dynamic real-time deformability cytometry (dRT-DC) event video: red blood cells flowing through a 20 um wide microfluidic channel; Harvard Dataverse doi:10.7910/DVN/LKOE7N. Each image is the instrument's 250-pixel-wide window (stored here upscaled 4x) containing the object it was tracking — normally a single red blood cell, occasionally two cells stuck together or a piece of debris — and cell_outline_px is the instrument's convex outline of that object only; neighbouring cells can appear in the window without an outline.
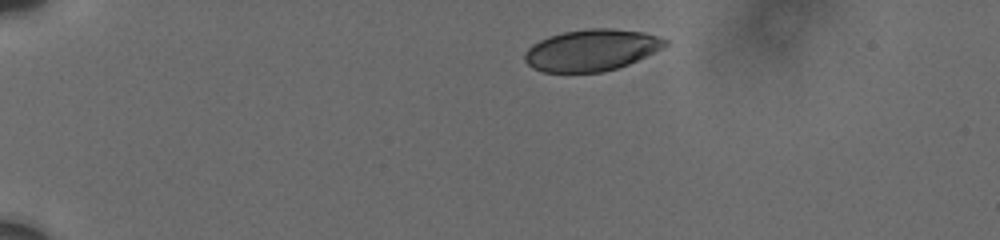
{"species": "human", "species_latin": "Homo sapiens", "temperature_condition": "cold", "stored_images_in_passage": 7, "camera_frame_rate_fps": 3000, "um_per_image_px": 0.085, "donor": {"sex": "male"}, "frame": {"image": 1, "passage_image": 1, "time_ms": 0.0, "image_size_px": [1000, 240], "cell_outline_px": [[668, 44], [628, 64], [604, 72], [544, 72], [532, 68], [524, 60], [524, 56], [528, 48], [532, 44], [548, 36], [564, 32], [588, 28], [608, 28], [644, 32], [668, 40]], "centroid_in_image_um": [50.23, 4.26], "position_along_channel_um": 34.8, "area_um2": 33.7}}
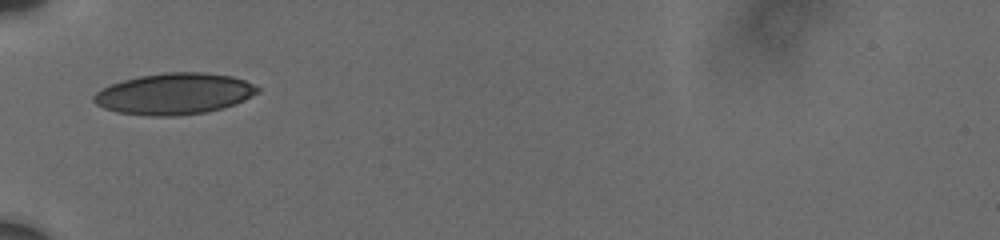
{"frame": {"image": 2, "passage_image": 5, "time_ms": 3.0, "image_size_px": [1000, 240], "cell_outline_px": [[260, 92], [244, 100], [220, 108], [204, 112], [176, 116], [148, 116], [116, 112], [104, 108], [96, 104], [92, 100], [92, 96], [96, 92], [112, 84], [124, 80], [140, 76], [168, 72], [204, 72], [232, 76], [244, 80], [260, 88]], "centroid_in_image_um": [14.8, 7.97], "position_along_channel_um": 70.2, "area_um2": 39.19}}
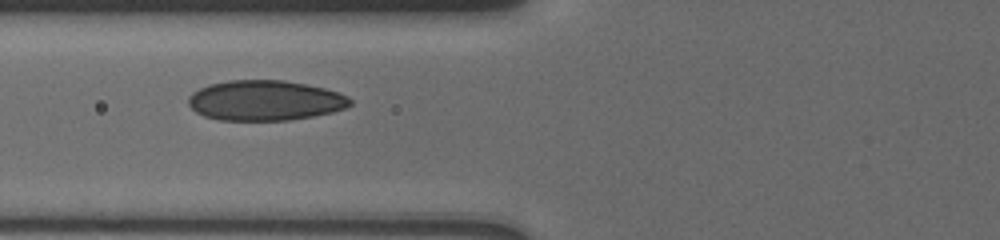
{"frame": {"image": 3, "passage_image": 6, "time_ms": 4.0, "image_size_px": [1000, 240], "cell_outline_px": [[352, 104], [344, 108], [332, 112], [312, 116], [288, 120], [220, 120], [204, 116], [196, 112], [188, 104], [188, 96], [192, 92], [208, 84], [228, 80], [284, 80], [324, 88], [348, 96], [352, 100]], "centroid_in_image_um": [22.5, 8.53], "position_along_channel_um": 103.3, "area_um2": 37.86}}